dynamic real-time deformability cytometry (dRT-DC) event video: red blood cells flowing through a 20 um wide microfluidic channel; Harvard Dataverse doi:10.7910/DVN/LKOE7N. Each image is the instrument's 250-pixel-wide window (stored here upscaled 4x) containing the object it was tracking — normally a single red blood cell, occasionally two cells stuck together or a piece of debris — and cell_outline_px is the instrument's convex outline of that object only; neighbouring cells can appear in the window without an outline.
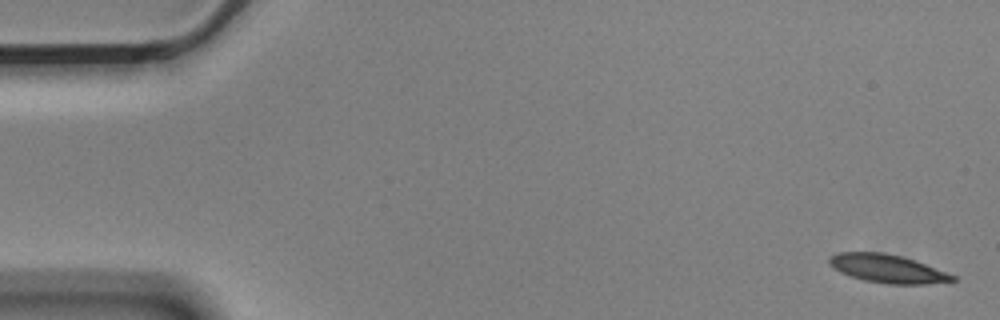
{"species": "Egyptian fruit bat (a non-hibernating species)", "species_latin": "Rousettus aegyptiacus", "temperature_condition": "cold", "stored_images_in_passage": 5, "camera_frame_rate_fps": 3000, "um_per_image_px": 0.085, "animal": {"sex": "male"}, "frame": {"image": 1, "passage_image": 1, "time_ms": 0.0, "image_size_px": [1000, 320], "cell_outline_px": [[956, 280], [924, 284], [888, 284], [864, 280], [840, 272], [828, 264], [828, 256], [840, 252], [884, 252], [916, 260], [956, 276]], "centroid_in_image_um": [75.4, 22.82], "position_along_channel_um": 9.6, "area_um2": 20.29}}
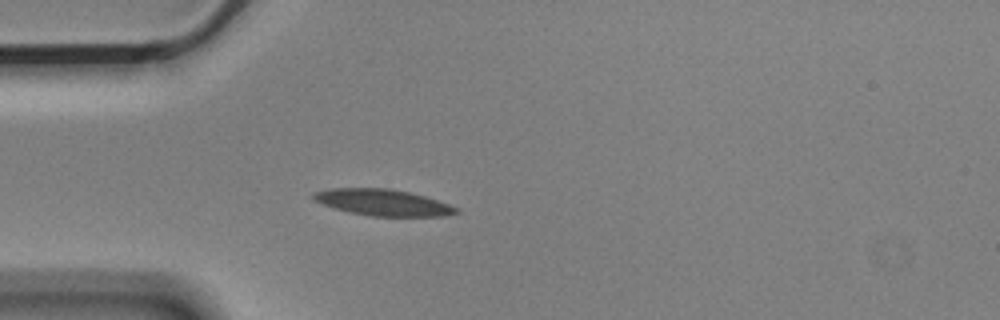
{"frame": {"image": 2, "passage_image": 5, "time_ms": 1.333, "image_size_px": [1000, 320], "cell_outline_px": [[460, 212], [444, 216], [372, 216], [348, 212], [332, 208], [316, 200], [312, 196], [312, 192], [332, 188], [388, 188], [408, 192], [424, 196], [460, 208]], "centroid_in_image_um": [32.55, 17.21], "position_along_channel_um": 52.5, "area_um2": 21.85}}